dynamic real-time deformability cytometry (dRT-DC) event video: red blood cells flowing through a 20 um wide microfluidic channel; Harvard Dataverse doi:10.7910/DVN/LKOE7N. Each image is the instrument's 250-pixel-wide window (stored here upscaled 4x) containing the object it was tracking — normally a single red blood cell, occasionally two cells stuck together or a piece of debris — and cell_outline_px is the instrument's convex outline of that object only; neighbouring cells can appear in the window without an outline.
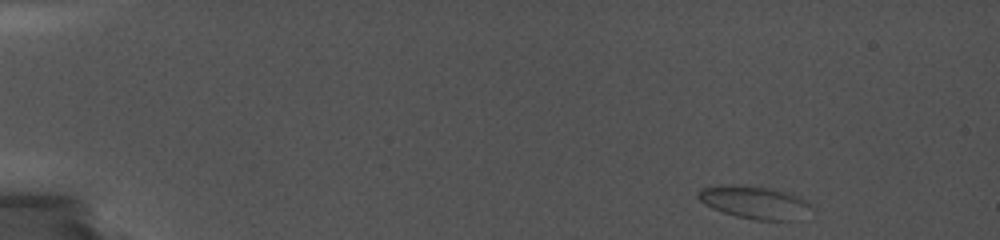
{"species": "common noctule bat (a hibernating species)", "species_latin": "Nyctalus noctula", "temperature_condition": "cold", "stored_images_in_passage": 37, "camera_frame_rate_fps": 5000, "um_per_image_px": 0.085, "animal": {"sex": "female", "body_mass_g": 19.0, "forearm_length_mm": 56.7}, "frame": {"image": 1, "passage_image": 1, "time_ms": 0.0, "image_size_px": [1000, 240], "cell_outline_px": [[816, 204], [812, 208], [788, 220], [752, 220], [736, 216], [712, 208], [704, 204], [696, 196], [696, 192], [700, 188], [732, 184], [744, 184], [792, 192]], "centroid_in_image_um": [64.12, 17.16], "position_along_channel_um": 20.9, "area_um2": 21.73}}
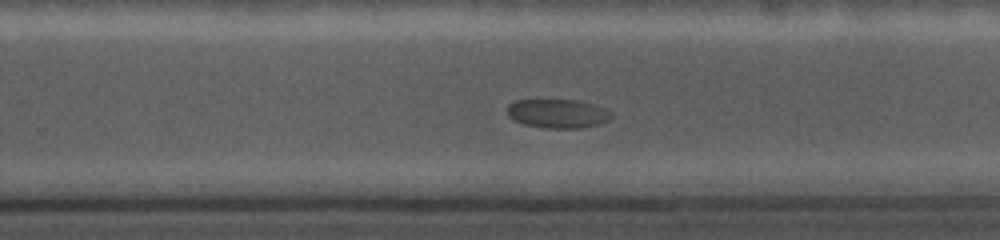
{"frame": {"image": 2, "passage_image": 30, "time_ms": 11.2, "image_size_px": [1000, 240], "cell_outline_px": [[612, 116], [608, 120], [596, 124], [580, 128], [548, 128], [524, 124], [512, 120], [508, 116], [508, 104], [516, 100], [576, 100], [596, 104], [612, 112]], "centroid_in_image_um": [47.4, 9.64], "position_along_channel_um": 282.4, "area_um2": 17.51}}
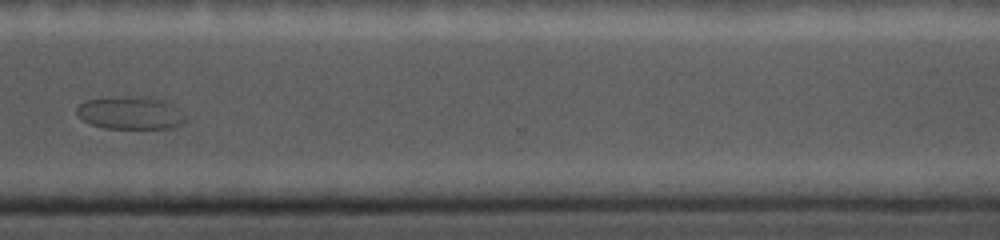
{"frame": {"image": 3, "passage_image": 35, "time_ms": 13.4, "image_size_px": [1000, 240], "cell_outline_px": [[184, 120], [176, 128], [104, 128], [92, 124], [84, 120], [76, 112], [76, 108], [84, 100], [120, 96], [140, 96], [160, 100], [172, 104], [184, 116]], "centroid_in_image_um": [11.05, 9.59], "position_along_channel_um": 359.6, "area_um2": 20.52}}